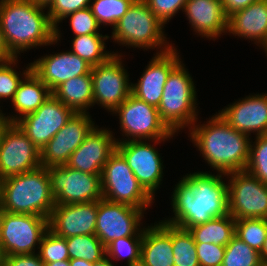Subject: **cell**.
Returning <instances> with one entry per match:
<instances>
[{"instance_id":"1","label":"cell","mask_w":267,"mask_h":266,"mask_svg":"<svg viewBox=\"0 0 267 266\" xmlns=\"http://www.w3.org/2000/svg\"><path fill=\"white\" fill-rule=\"evenodd\" d=\"M222 176L226 174L194 172L181 178L171 196L174 216L163 221L188 230L228 214V188Z\"/></svg>"},{"instance_id":"2","label":"cell","mask_w":267,"mask_h":266,"mask_svg":"<svg viewBox=\"0 0 267 266\" xmlns=\"http://www.w3.org/2000/svg\"><path fill=\"white\" fill-rule=\"evenodd\" d=\"M190 127V140L204 160L218 173L229 174L246 169L250 155V135L238 132L218 114L206 124Z\"/></svg>"},{"instance_id":"3","label":"cell","mask_w":267,"mask_h":266,"mask_svg":"<svg viewBox=\"0 0 267 266\" xmlns=\"http://www.w3.org/2000/svg\"><path fill=\"white\" fill-rule=\"evenodd\" d=\"M46 7L31 0H0V25L9 51L18 57L20 52L37 46L53 45L55 26Z\"/></svg>"},{"instance_id":"4","label":"cell","mask_w":267,"mask_h":266,"mask_svg":"<svg viewBox=\"0 0 267 266\" xmlns=\"http://www.w3.org/2000/svg\"><path fill=\"white\" fill-rule=\"evenodd\" d=\"M0 202L5 212L50 217L55 206L47 167L0 181Z\"/></svg>"},{"instance_id":"5","label":"cell","mask_w":267,"mask_h":266,"mask_svg":"<svg viewBox=\"0 0 267 266\" xmlns=\"http://www.w3.org/2000/svg\"><path fill=\"white\" fill-rule=\"evenodd\" d=\"M182 61L170 72L158 111L167 127L176 134L197 121L196 87ZM190 126V127H189Z\"/></svg>"},{"instance_id":"6","label":"cell","mask_w":267,"mask_h":266,"mask_svg":"<svg viewBox=\"0 0 267 266\" xmlns=\"http://www.w3.org/2000/svg\"><path fill=\"white\" fill-rule=\"evenodd\" d=\"M164 26L143 0H137L113 27L111 38L128 47L158 48L157 54H161L173 48L166 39Z\"/></svg>"},{"instance_id":"7","label":"cell","mask_w":267,"mask_h":266,"mask_svg":"<svg viewBox=\"0 0 267 266\" xmlns=\"http://www.w3.org/2000/svg\"><path fill=\"white\" fill-rule=\"evenodd\" d=\"M102 196L108 201L147 210L154 198L143 188L124 157L115 150L101 174Z\"/></svg>"},{"instance_id":"8","label":"cell","mask_w":267,"mask_h":266,"mask_svg":"<svg viewBox=\"0 0 267 266\" xmlns=\"http://www.w3.org/2000/svg\"><path fill=\"white\" fill-rule=\"evenodd\" d=\"M112 113L119 116L122 136L125 134L128 141L144 139L158 144L175 135L162 121L156 107L132 94Z\"/></svg>"},{"instance_id":"9","label":"cell","mask_w":267,"mask_h":266,"mask_svg":"<svg viewBox=\"0 0 267 266\" xmlns=\"http://www.w3.org/2000/svg\"><path fill=\"white\" fill-rule=\"evenodd\" d=\"M48 230V218L4 211L0 223V244L4 255L35 254V247L39 249Z\"/></svg>"},{"instance_id":"10","label":"cell","mask_w":267,"mask_h":266,"mask_svg":"<svg viewBox=\"0 0 267 266\" xmlns=\"http://www.w3.org/2000/svg\"><path fill=\"white\" fill-rule=\"evenodd\" d=\"M228 213L235 219H267V184L246 170L226 174ZM230 176V177H229Z\"/></svg>"},{"instance_id":"11","label":"cell","mask_w":267,"mask_h":266,"mask_svg":"<svg viewBox=\"0 0 267 266\" xmlns=\"http://www.w3.org/2000/svg\"><path fill=\"white\" fill-rule=\"evenodd\" d=\"M55 205L98 201L103 198L101 175L65 165L47 167Z\"/></svg>"},{"instance_id":"12","label":"cell","mask_w":267,"mask_h":266,"mask_svg":"<svg viewBox=\"0 0 267 266\" xmlns=\"http://www.w3.org/2000/svg\"><path fill=\"white\" fill-rule=\"evenodd\" d=\"M121 57L114 54L107 62L92 66L93 106L113 112L131 94L132 83Z\"/></svg>"},{"instance_id":"13","label":"cell","mask_w":267,"mask_h":266,"mask_svg":"<svg viewBox=\"0 0 267 266\" xmlns=\"http://www.w3.org/2000/svg\"><path fill=\"white\" fill-rule=\"evenodd\" d=\"M41 166V151L16 123H9L0 139V181Z\"/></svg>"},{"instance_id":"14","label":"cell","mask_w":267,"mask_h":266,"mask_svg":"<svg viewBox=\"0 0 267 266\" xmlns=\"http://www.w3.org/2000/svg\"><path fill=\"white\" fill-rule=\"evenodd\" d=\"M144 211L102 198L98 200L95 235L105 247L121 237L143 236L144 228L140 224Z\"/></svg>"},{"instance_id":"15","label":"cell","mask_w":267,"mask_h":266,"mask_svg":"<svg viewBox=\"0 0 267 266\" xmlns=\"http://www.w3.org/2000/svg\"><path fill=\"white\" fill-rule=\"evenodd\" d=\"M116 142V150L124 157L143 188L155 198V191L163 179L164 168L157 149L143 140L117 138Z\"/></svg>"},{"instance_id":"16","label":"cell","mask_w":267,"mask_h":266,"mask_svg":"<svg viewBox=\"0 0 267 266\" xmlns=\"http://www.w3.org/2000/svg\"><path fill=\"white\" fill-rule=\"evenodd\" d=\"M74 113L52 94L35 112L16 124L41 151Z\"/></svg>"},{"instance_id":"17","label":"cell","mask_w":267,"mask_h":266,"mask_svg":"<svg viewBox=\"0 0 267 266\" xmlns=\"http://www.w3.org/2000/svg\"><path fill=\"white\" fill-rule=\"evenodd\" d=\"M94 127L89 112L74 113L41 150V166L65 165Z\"/></svg>"},{"instance_id":"18","label":"cell","mask_w":267,"mask_h":266,"mask_svg":"<svg viewBox=\"0 0 267 266\" xmlns=\"http://www.w3.org/2000/svg\"><path fill=\"white\" fill-rule=\"evenodd\" d=\"M98 201L55 205L49 229L59 237L95 235Z\"/></svg>"},{"instance_id":"19","label":"cell","mask_w":267,"mask_h":266,"mask_svg":"<svg viewBox=\"0 0 267 266\" xmlns=\"http://www.w3.org/2000/svg\"><path fill=\"white\" fill-rule=\"evenodd\" d=\"M179 56L176 47L161 54L156 53L138 79V83H132L131 94L158 108L167 78L181 62Z\"/></svg>"},{"instance_id":"20","label":"cell","mask_w":267,"mask_h":266,"mask_svg":"<svg viewBox=\"0 0 267 266\" xmlns=\"http://www.w3.org/2000/svg\"><path fill=\"white\" fill-rule=\"evenodd\" d=\"M109 129L96 125L72 153L66 165L78 171L101 175L104 164L116 150V139Z\"/></svg>"},{"instance_id":"21","label":"cell","mask_w":267,"mask_h":266,"mask_svg":"<svg viewBox=\"0 0 267 266\" xmlns=\"http://www.w3.org/2000/svg\"><path fill=\"white\" fill-rule=\"evenodd\" d=\"M218 115L238 132L267 134V93L249 95L228 105Z\"/></svg>"},{"instance_id":"22","label":"cell","mask_w":267,"mask_h":266,"mask_svg":"<svg viewBox=\"0 0 267 266\" xmlns=\"http://www.w3.org/2000/svg\"><path fill=\"white\" fill-rule=\"evenodd\" d=\"M32 71L51 91L64 81L91 72L92 65L71 51L42 56L31 63Z\"/></svg>"},{"instance_id":"23","label":"cell","mask_w":267,"mask_h":266,"mask_svg":"<svg viewBox=\"0 0 267 266\" xmlns=\"http://www.w3.org/2000/svg\"><path fill=\"white\" fill-rule=\"evenodd\" d=\"M193 30L213 40L227 33L228 17L222 0H187L184 11Z\"/></svg>"},{"instance_id":"24","label":"cell","mask_w":267,"mask_h":266,"mask_svg":"<svg viewBox=\"0 0 267 266\" xmlns=\"http://www.w3.org/2000/svg\"><path fill=\"white\" fill-rule=\"evenodd\" d=\"M228 33L255 41L267 52V0H257L228 17Z\"/></svg>"},{"instance_id":"25","label":"cell","mask_w":267,"mask_h":266,"mask_svg":"<svg viewBox=\"0 0 267 266\" xmlns=\"http://www.w3.org/2000/svg\"><path fill=\"white\" fill-rule=\"evenodd\" d=\"M172 224L165 221L144 228L139 266H174Z\"/></svg>"},{"instance_id":"26","label":"cell","mask_w":267,"mask_h":266,"mask_svg":"<svg viewBox=\"0 0 267 266\" xmlns=\"http://www.w3.org/2000/svg\"><path fill=\"white\" fill-rule=\"evenodd\" d=\"M52 91L31 70L21 81L12 105L18 116H7L10 123H16L22 117L35 112L50 96Z\"/></svg>"},{"instance_id":"27","label":"cell","mask_w":267,"mask_h":266,"mask_svg":"<svg viewBox=\"0 0 267 266\" xmlns=\"http://www.w3.org/2000/svg\"><path fill=\"white\" fill-rule=\"evenodd\" d=\"M52 94L75 113H87L93 106L91 72L64 81L52 91Z\"/></svg>"},{"instance_id":"28","label":"cell","mask_w":267,"mask_h":266,"mask_svg":"<svg viewBox=\"0 0 267 266\" xmlns=\"http://www.w3.org/2000/svg\"><path fill=\"white\" fill-rule=\"evenodd\" d=\"M235 219L228 213L203 224L190 227L188 231L195 243H213L226 246L235 236Z\"/></svg>"},{"instance_id":"29","label":"cell","mask_w":267,"mask_h":266,"mask_svg":"<svg viewBox=\"0 0 267 266\" xmlns=\"http://www.w3.org/2000/svg\"><path fill=\"white\" fill-rule=\"evenodd\" d=\"M110 38L108 35L88 34L74 36L72 40V50L70 51L78 55L81 59L86 60L90 65H100L107 62L114 54L118 52L105 51V41Z\"/></svg>"},{"instance_id":"30","label":"cell","mask_w":267,"mask_h":266,"mask_svg":"<svg viewBox=\"0 0 267 266\" xmlns=\"http://www.w3.org/2000/svg\"><path fill=\"white\" fill-rule=\"evenodd\" d=\"M70 259L97 262L106 256V247L96 235H78L66 238Z\"/></svg>"},{"instance_id":"31","label":"cell","mask_w":267,"mask_h":266,"mask_svg":"<svg viewBox=\"0 0 267 266\" xmlns=\"http://www.w3.org/2000/svg\"><path fill=\"white\" fill-rule=\"evenodd\" d=\"M172 251L174 266H200L196 243L187 229L172 225Z\"/></svg>"},{"instance_id":"32","label":"cell","mask_w":267,"mask_h":266,"mask_svg":"<svg viewBox=\"0 0 267 266\" xmlns=\"http://www.w3.org/2000/svg\"><path fill=\"white\" fill-rule=\"evenodd\" d=\"M261 262L260 253L235 235L225 246L221 266H258Z\"/></svg>"},{"instance_id":"33","label":"cell","mask_w":267,"mask_h":266,"mask_svg":"<svg viewBox=\"0 0 267 266\" xmlns=\"http://www.w3.org/2000/svg\"><path fill=\"white\" fill-rule=\"evenodd\" d=\"M135 0H91L89 8L101 26L116 23L126 14L128 8Z\"/></svg>"},{"instance_id":"34","label":"cell","mask_w":267,"mask_h":266,"mask_svg":"<svg viewBox=\"0 0 267 266\" xmlns=\"http://www.w3.org/2000/svg\"><path fill=\"white\" fill-rule=\"evenodd\" d=\"M235 235L260 253L267 237V219H237Z\"/></svg>"},{"instance_id":"35","label":"cell","mask_w":267,"mask_h":266,"mask_svg":"<svg viewBox=\"0 0 267 266\" xmlns=\"http://www.w3.org/2000/svg\"><path fill=\"white\" fill-rule=\"evenodd\" d=\"M143 236L121 237L106 246V256L111 260L127 258L128 266H139ZM124 256V257H123Z\"/></svg>"},{"instance_id":"36","label":"cell","mask_w":267,"mask_h":266,"mask_svg":"<svg viewBox=\"0 0 267 266\" xmlns=\"http://www.w3.org/2000/svg\"><path fill=\"white\" fill-rule=\"evenodd\" d=\"M18 57H14L11 60L0 62V98H10L13 100L15 93L22 81V78L25 77L31 70V63L27 65L26 69L23 70L21 76L17 70L13 69L18 62ZM12 65V66H11ZM29 66V67H28ZM21 77V78H20Z\"/></svg>"},{"instance_id":"37","label":"cell","mask_w":267,"mask_h":266,"mask_svg":"<svg viewBox=\"0 0 267 266\" xmlns=\"http://www.w3.org/2000/svg\"><path fill=\"white\" fill-rule=\"evenodd\" d=\"M253 143V144H252ZM255 144V145H254ZM258 180L267 184V136H256L250 144L248 165L245 169Z\"/></svg>"},{"instance_id":"38","label":"cell","mask_w":267,"mask_h":266,"mask_svg":"<svg viewBox=\"0 0 267 266\" xmlns=\"http://www.w3.org/2000/svg\"><path fill=\"white\" fill-rule=\"evenodd\" d=\"M37 253L44 263L70 259L66 238L57 236L50 229L44 234Z\"/></svg>"},{"instance_id":"39","label":"cell","mask_w":267,"mask_h":266,"mask_svg":"<svg viewBox=\"0 0 267 266\" xmlns=\"http://www.w3.org/2000/svg\"><path fill=\"white\" fill-rule=\"evenodd\" d=\"M91 0H53L47 7L50 21L55 26V39L60 40L59 22L75 11L90 6ZM58 23V24H57Z\"/></svg>"},{"instance_id":"40","label":"cell","mask_w":267,"mask_h":266,"mask_svg":"<svg viewBox=\"0 0 267 266\" xmlns=\"http://www.w3.org/2000/svg\"><path fill=\"white\" fill-rule=\"evenodd\" d=\"M70 17L71 29L75 36L100 34L101 27L89 7L75 11L65 18Z\"/></svg>"},{"instance_id":"41","label":"cell","mask_w":267,"mask_h":266,"mask_svg":"<svg viewBox=\"0 0 267 266\" xmlns=\"http://www.w3.org/2000/svg\"><path fill=\"white\" fill-rule=\"evenodd\" d=\"M165 25L179 11H184L187 0H143Z\"/></svg>"},{"instance_id":"42","label":"cell","mask_w":267,"mask_h":266,"mask_svg":"<svg viewBox=\"0 0 267 266\" xmlns=\"http://www.w3.org/2000/svg\"><path fill=\"white\" fill-rule=\"evenodd\" d=\"M197 257L200 266H221L225 246L213 243H196Z\"/></svg>"},{"instance_id":"43","label":"cell","mask_w":267,"mask_h":266,"mask_svg":"<svg viewBox=\"0 0 267 266\" xmlns=\"http://www.w3.org/2000/svg\"><path fill=\"white\" fill-rule=\"evenodd\" d=\"M6 266H44L37 253L5 256Z\"/></svg>"},{"instance_id":"44","label":"cell","mask_w":267,"mask_h":266,"mask_svg":"<svg viewBox=\"0 0 267 266\" xmlns=\"http://www.w3.org/2000/svg\"><path fill=\"white\" fill-rule=\"evenodd\" d=\"M255 1L257 0H222L224 13L229 17L237 11L247 8Z\"/></svg>"},{"instance_id":"45","label":"cell","mask_w":267,"mask_h":266,"mask_svg":"<svg viewBox=\"0 0 267 266\" xmlns=\"http://www.w3.org/2000/svg\"><path fill=\"white\" fill-rule=\"evenodd\" d=\"M15 56L9 51L0 25V62L13 59Z\"/></svg>"},{"instance_id":"46","label":"cell","mask_w":267,"mask_h":266,"mask_svg":"<svg viewBox=\"0 0 267 266\" xmlns=\"http://www.w3.org/2000/svg\"><path fill=\"white\" fill-rule=\"evenodd\" d=\"M9 120L5 116V114L2 113V110H0V139L2 137V133L4 129L9 125Z\"/></svg>"},{"instance_id":"47","label":"cell","mask_w":267,"mask_h":266,"mask_svg":"<svg viewBox=\"0 0 267 266\" xmlns=\"http://www.w3.org/2000/svg\"><path fill=\"white\" fill-rule=\"evenodd\" d=\"M70 266H93V263L84 259H70Z\"/></svg>"},{"instance_id":"48","label":"cell","mask_w":267,"mask_h":266,"mask_svg":"<svg viewBox=\"0 0 267 266\" xmlns=\"http://www.w3.org/2000/svg\"><path fill=\"white\" fill-rule=\"evenodd\" d=\"M93 266H114L112 260L105 256L102 260L94 262Z\"/></svg>"},{"instance_id":"49","label":"cell","mask_w":267,"mask_h":266,"mask_svg":"<svg viewBox=\"0 0 267 266\" xmlns=\"http://www.w3.org/2000/svg\"><path fill=\"white\" fill-rule=\"evenodd\" d=\"M44 266H70V259L62 261H54L51 263H44Z\"/></svg>"},{"instance_id":"50","label":"cell","mask_w":267,"mask_h":266,"mask_svg":"<svg viewBox=\"0 0 267 266\" xmlns=\"http://www.w3.org/2000/svg\"><path fill=\"white\" fill-rule=\"evenodd\" d=\"M260 257L262 262H267V237L265 238L263 248L260 252Z\"/></svg>"},{"instance_id":"51","label":"cell","mask_w":267,"mask_h":266,"mask_svg":"<svg viewBox=\"0 0 267 266\" xmlns=\"http://www.w3.org/2000/svg\"><path fill=\"white\" fill-rule=\"evenodd\" d=\"M33 1L35 4L43 6V7H48L53 0H31Z\"/></svg>"},{"instance_id":"52","label":"cell","mask_w":267,"mask_h":266,"mask_svg":"<svg viewBox=\"0 0 267 266\" xmlns=\"http://www.w3.org/2000/svg\"><path fill=\"white\" fill-rule=\"evenodd\" d=\"M4 261H5V255L3 253L2 246L0 244V264L3 263Z\"/></svg>"},{"instance_id":"53","label":"cell","mask_w":267,"mask_h":266,"mask_svg":"<svg viewBox=\"0 0 267 266\" xmlns=\"http://www.w3.org/2000/svg\"><path fill=\"white\" fill-rule=\"evenodd\" d=\"M4 210L2 209L1 202H0V223H1V217L3 214Z\"/></svg>"},{"instance_id":"54","label":"cell","mask_w":267,"mask_h":266,"mask_svg":"<svg viewBox=\"0 0 267 266\" xmlns=\"http://www.w3.org/2000/svg\"><path fill=\"white\" fill-rule=\"evenodd\" d=\"M258 266H267V262H261Z\"/></svg>"},{"instance_id":"55","label":"cell","mask_w":267,"mask_h":266,"mask_svg":"<svg viewBox=\"0 0 267 266\" xmlns=\"http://www.w3.org/2000/svg\"><path fill=\"white\" fill-rule=\"evenodd\" d=\"M0 266H6L5 262L1 263Z\"/></svg>"}]
</instances>
